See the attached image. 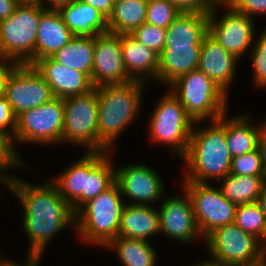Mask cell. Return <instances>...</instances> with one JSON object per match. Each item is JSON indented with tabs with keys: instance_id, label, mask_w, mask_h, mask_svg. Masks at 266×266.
Listing matches in <instances>:
<instances>
[{
	"instance_id": "6da1fadb",
	"label": "cell",
	"mask_w": 266,
	"mask_h": 266,
	"mask_svg": "<svg viewBox=\"0 0 266 266\" xmlns=\"http://www.w3.org/2000/svg\"><path fill=\"white\" fill-rule=\"evenodd\" d=\"M18 178L8 185V189L24 208L22 225L30 241L28 255L42 256L55 234L70 225L75 226L76 213L52 181L33 185Z\"/></svg>"
},
{
	"instance_id": "7a4b0ae2",
	"label": "cell",
	"mask_w": 266,
	"mask_h": 266,
	"mask_svg": "<svg viewBox=\"0 0 266 266\" xmlns=\"http://www.w3.org/2000/svg\"><path fill=\"white\" fill-rule=\"evenodd\" d=\"M210 126H193L188 150L182 158L187 169L184 182L208 183L212 178L218 182L230 174L232 155L225 134V113Z\"/></svg>"
},
{
	"instance_id": "3957f363",
	"label": "cell",
	"mask_w": 266,
	"mask_h": 266,
	"mask_svg": "<svg viewBox=\"0 0 266 266\" xmlns=\"http://www.w3.org/2000/svg\"><path fill=\"white\" fill-rule=\"evenodd\" d=\"M109 155L108 151H87L51 180L75 213L115 182L116 167Z\"/></svg>"
},
{
	"instance_id": "277c9868",
	"label": "cell",
	"mask_w": 266,
	"mask_h": 266,
	"mask_svg": "<svg viewBox=\"0 0 266 266\" xmlns=\"http://www.w3.org/2000/svg\"><path fill=\"white\" fill-rule=\"evenodd\" d=\"M145 84L132 80L97 88L98 151L110 152L117 137L139 116Z\"/></svg>"
},
{
	"instance_id": "5b68a950",
	"label": "cell",
	"mask_w": 266,
	"mask_h": 266,
	"mask_svg": "<svg viewBox=\"0 0 266 266\" xmlns=\"http://www.w3.org/2000/svg\"><path fill=\"white\" fill-rule=\"evenodd\" d=\"M121 190L115 181L109 188L85 203L75 215V227L79 238L93 245L105 247L116 237L122 211Z\"/></svg>"
},
{
	"instance_id": "8992f818",
	"label": "cell",
	"mask_w": 266,
	"mask_h": 266,
	"mask_svg": "<svg viewBox=\"0 0 266 266\" xmlns=\"http://www.w3.org/2000/svg\"><path fill=\"white\" fill-rule=\"evenodd\" d=\"M168 89L195 124L207 118L216 121L227 113V94L199 69L179 77Z\"/></svg>"
},
{
	"instance_id": "52a82bcc",
	"label": "cell",
	"mask_w": 266,
	"mask_h": 266,
	"mask_svg": "<svg viewBox=\"0 0 266 266\" xmlns=\"http://www.w3.org/2000/svg\"><path fill=\"white\" fill-rule=\"evenodd\" d=\"M42 6L18 5L13 14L0 21V57L17 64H35V42Z\"/></svg>"
},
{
	"instance_id": "ba28073f",
	"label": "cell",
	"mask_w": 266,
	"mask_h": 266,
	"mask_svg": "<svg viewBox=\"0 0 266 266\" xmlns=\"http://www.w3.org/2000/svg\"><path fill=\"white\" fill-rule=\"evenodd\" d=\"M154 108L148 130L151 141L171 147L183 158L188 150L194 121L170 90Z\"/></svg>"
},
{
	"instance_id": "9c48e42d",
	"label": "cell",
	"mask_w": 266,
	"mask_h": 266,
	"mask_svg": "<svg viewBox=\"0 0 266 266\" xmlns=\"http://www.w3.org/2000/svg\"><path fill=\"white\" fill-rule=\"evenodd\" d=\"M204 242L212 259L227 266H251L265 260L259 249V239L235 223L214 229Z\"/></svg>"
},
{
	"instance_id": "30bf717a",
	"label": "cell",
	"mask_w": 266,
	"mask_h": 266,
	"mask_svg": "<svg viewBox=\"0 0 266 266\" xmlns=\"http://www.w3.org/2000/svg\"><path fill=\"white\" fill-rule=\"evenodd\" d=\"M64 99L54 97L49 102L24 111L17 117L14 135L17 143H63Z\"/></svg>"
},
{
	"instance_id": "8fae6325",
	"label": "cell",
	"mask_w": 266,
	"mask_h": 266,
	"mask_svg": "<svg viewBox=\"0 0 266 266\" xmlns=\"http://www.w3.org/2000/svg\"><path fill=\"white\" fill-rule=\"evenodd\" d=\"M64 142L98 151L97 88L64 99Z\"/></svg>"
},
{
	"instance_id": "7c38bea8",
	"label": "cell",
	"mask_w": 266,
	"mask_h": 266,
	"mask_svg": "<svg viewBox=\"0 0 266 266\" xmlns=\"http://www.w3.org/2000/svg\"><path fill=\"white\" fill-rule=\"evenodd\" d=\"M182 188L190 195L203 240L214 229L234 223L237 205L230 202L220 189L209 183L195 182H183Z\"/></svg>"
},
{
	"instance_id": "4fadbf2b",
	"label": "cell",
	"mask_w": 266,
	"mask_h": 266,
	"mask_svg": "<svg viewBox=\"0 0 266 266\" xmlns=\"http://www.w3.org/2000/svg\"><path fill=\"white\" fill-rule=\"evenodd\" d=\"M5 97L16 117L54 98L50 86L32 65L19 64L11 73Z\"/></svg>"
},
{
	"instance_id": "5bb4252c",
	"label": "cell",
	"mask_w": 266,
	"mask_h": 266,
	"mask_svg": "<svg viewBox=\"0 0 266 266\" xmlns=\"http://www.w3.org/2000/svg\"><path fill=\"white\" fill-rule=\"evenodd\" d=\"M226 13L221 19L217 16V7L209 13L208 34L224 49L238 59L252 46L254 40V20L231 6L225 7ZM217 16V17H216Z\"/></svg>"
},
{
	"instance_id": "9a60e30c",
	"label": "cell",
	"mask_w": 266,
	"mask_h": 266,
	"mask_svg": "<svg viewBox=\"0 0 266 266\" xmlns=\"http://www.w3.org/2000/svg\"><path fill=\"white\" fill-rule=\"evenodd\" d=\"M91 81L95 88L132 81L123 61L121 35L108 32L94 36V63Z\"/></svg>"
},
{
	"instance_id": "2e32d148",
	"label": "cell",
	"mask_w": 266,
	"mask_h": 266,
	"mask_svg": "<svg viewBox=\"0 0 266 266\" xmlns=\"http://www.w3.org/2000/svg\"><path fill=\"white\" fill-rule=\"evenodd\" d=\"M115 181L120 187L121 195L133 200L126 204L151 206L165 192L160 175L143 163L115 168Z\"/></svg>"
},
{
	"instance_id": "e0dca14e",
	"label": "cell",
	"mask_w": 266,
	"mask_h": 266,
	"mask_svg": "<svg viewBox=\"0 0 266 266\" xmlns=\"http://www.w3.org/2000/svg\"><path fill=\"white\" fill-rule=\"evenodd\" d=\"M184 196H171L160 203V232L180 243H190L201 233L198 229L190 195L184 189ZM197 236V237H196Z\"/></svg>"
},
{
	"instance_id": "ac0fdd59",
	"label": "cell",
	"mask_w": 266,
	"mask_h": 266,
	"mask_svg": "<svg viewBox=\"0 0 266 266\" xmlns=\"http://www.w3.org/2000/svg\"><path fill=\"white\" fill-rule=\"evenodd\" d=\"M33 66L46 80L54 97L65 99L95 88L86 73L65 67L51 57L38 60Z\"/></svg>"
},
{
	"instance_id": "d6986e66",
	"label": "cell",
	"mask_w": 266,
	"mask_h": 266,
	"mask_svg": "<svg viewBox=\"0 0 266 266\" xmlns=\"http://www.w3.org/2000/svg\"><path fill=\"white\" fill-rule=\"evenodd\" d=\"M239 59L218 44L209 34L201 43L198 69L228 95Z\"/></svg>"
},
{
	"instance_id": "ffe728a7",
	"label": "cell",
	"mask_w": 266,
	"mask_h": 266,
	"mask_svg": "<svg viewBox=\"0 0 266 266\" xmlns=\"http://www.w3.org/2000/svg\"><path fill=\"white\" fill-rule=\"evenodd\" d=\"M121 50L128 76L132 80L158 81L159 55L134 39L130 34L121 35ZM147 79V80H146Z\"/></svg>"
},
{
	"instance_id": "44dd1931",
	"label": "cell",
	"mask_w": 266,
	"mask_h": 266,
	"mask_svg": "<svg viewBox=\"0 0 266 266\" xmlns=\"http://www.w3.org/2000/svg\"><path fill=\"white\" fill-rule=\"evenodd\" d=\"M74 36L58 10H45L40 16L37 29L35 63L43 58L51 57Z\"/></svg>"
},
{
	"instance_id": "7402d4cb",
	"label": "cell",
	"mask_w": 266,
	"mask_h": 266,
	"mask_svg": "<svg viewBox=\"0 0 266 266\" xmlns=\"http://www.w3.org/2000/svg\"><path fill=\"white\" fill-rule=\"evenodd\" d=\"M58 11L75 36L94 37L109 32L107 18L96 8L80 0H74Z\"/></svg>"
},
{
	"instance_id": "603a6c76",
	"label": "cell",
	"mask_w": 266,
	"mask_h": 266,
	"mask_svg": "<svg viewBox=\"0 0 266 266\" xmlns=\"http://www.w3.org/2000/svg\"><path fill=\"white\" fill-rule=\"evenodd\" d=\"M201 46H172L159 55L158 81L169 87L179 77L198 69Z\"/></svg>"
},
{
	"instance_id": "cb8c5ba5",
	"label": "cell",
	"mask_w": 266,
	"mask_h": 266,
	"mask_svg": "<svg viewBox=\"0 0 266 266\" xmlns=\"http://www.w3.org/2000/svg\"><path fill=\"white\" fill-rule=\"evenodd\" d=\"M156 233H160L158 209L149 205H124L118 230L119 237L148 241V238Z\"/></svg>"
},
{
	"instance_id": "d4e9b609",
	"label": "cell",
	"mask_w": 266,
	"mask_h": 266,
	"mask_svg": "<svg viewBox=\"0 0 266 266\" xmlns=\"http://www.w3.org/2000/svg\"><path fill=\"white\" fill-rule=\"evenodd\" d=\"M209 14L181 13L168 28L164 48L172 46H201L208 34Z\"/></svg>"
},
{
	"instance_id": "484cf974",
	"label": "cell",
	"mask_w": 266,
	"mask_h": 266,
	"mask_svg": "<svg viewBox=\"0 0 266 266\" xmlns=\"http://www.w3.org/2000/svg\"><path fill=\"white\" fill-rule=\"evenodd\" d=\"M226 116L225 113V134L232 157L258 149L261 123L253 125L248 113L231 119Z\"/></svg>"
},
{
	"instance_id": "4316f807",
	"label": "cell",
	"mask_w": 266,
	"mask_h": 266,
	"mask_svg": "<svg viewBox=\"0 0 266 266\" xmlns=\"http://www.w3.org/2000/svg\"><path fill=\"white\" fill-rule=\"evenodd\" d=\"M148 0H120L107 19L109 33L131 34L146 21Z\"/></svg>"
},
{
	"instance_id": "83f0119b",
	"label": "cell",
	"mask_w": 266,
	"mask_h": 266,
	"mask_svg": "<svg viewBox=\"0 0 266 266\" xmlns=\"http://www.w3.org/2000/svg\"><path fill=\"white\" fill-rule=\"evenodd\" d=\"M51 58L65 67L82 71L91 78L94 63V37L74 36Z\"/></svg>"
},
{
	"instance_id": "f1b7e54d",
	"label": "cell",
	"mask_w": 266,
	"mask_h": 266,
	"mask_svg": "<svg viewBox=\"0 0 266 266\" xmlns=\"http://www.w3.org/2000/svg\"><path fill=\"white\" fill-rule=\"evenodd\" d=\"M221 193L236 205L257 202L266 183V176H238L228 174L219 180Z\"/></svg>"
},
{
	"instance_id": "f546056e",
	"label": "cell",
	"mask_w": 266,
	"mask_h": 266,
	"mask_svg": "<svg viewBox=\"0 0 266 266\" xmlns=\"http://www.w3.org/2000/svg\"><path fill=\"white\" fill-rule=\"evenodd\" d=\"M106 247L114 248L123 266H156L157 253L150 241L118 236Z\"/></svg>"
},
{
	"instance_id": "4dcf8cb0",
	"label": "cell",
	"mask_w": 266,
	"mask_h": 266,
	"mask_svg": "<svg viewBox=\"0 0 266 266\" xmlns=\"http://www.w3.org/2000/svg\"><path fill=\"white\" fill-rule=\"evenodd\" d=\"M234 223L244 232L255 235L258 239L266 225L265 216L257 202L237 205Z\"/></svg>"
},
{
	"instance_id": "1f68e13d",
	"label": "cell",
	"mask_w": 266,
	"mask_h": 266,
	"mask_svg": "<svg viewBox=\"0 0 266 266\" xmlns=\"http://www.w3.org/2000/svg\"><path fill=\"white\" fill-rule=\"evenodd\" d=\"M180 14L168 0H148L145 23L166 29Z\"/></svg>"
},
{
	"instance_id": "d6a6232c",
	"label": "cell",
	"mask_w": 266,
	"mask_h": 266,
	"mask_svg": "<svg viewBox=\"0 0 266 266\" xmlns=\"http://www.w3.org/2000/svg\"><path fill=\"white\" fill-rule=\"evenodd\" d=\"M231 175L266 176L261 152L258 149L232 158Z\"/></svg>"
},
{
	"instance_id": "836d02e7",
	"label": "cell",
	"mask_w": 266,
	"mask_h": 266,
	"mask_svg": "<svg viewBox=\"0 0 266 266\" xmlns=\"http://www.w3.org/2000/svg\"><path fill=\"white\" fill-rule=\"evenodd\" d=\"M14 138L7 134L6 132L0 131V176L10 184L15 178V176L6 175L9 168L13 167H23L20 155L15 148Z\"/></svg>"
},
{
	"instance_id": "e575fe53",
	"label": "cell",
	"mask_w": 266,
	"mask_h": 266,
	"mask_svg": "<svg viewBox=\"0 0 266 266\" xmlns=\"http://www.w3.org/2000/svg\"><path fill=\"white\" fill-rule=\"evenodd\" d=\"M138 42L160 55L165 46L166 29L143 23L130 34Z\"/></svg>"
},
{
	"instance_id": "d590c367",
	"label": "cell",
	"mask_w": 266,
	"mask_h": 266,
	"mask_svg": "<svg viewBox=\"0 0 266 266\" xmlns=\"http://www.w3.org/2000/svg\"><path fill=\"white\" fill-rule=\"evenodd\" d=\"M258 37L251 49V62L254 86L263 89L266 88V30Z\"/></svg>"
},
{
	"instance_id": "8d00e7d4",
	"label": "cell",
	"mask_w": 266,
	"mask_h": 266,
	"mask_svg": "<svg viewBox=\"0 0 266 266\" xmlns=\"http://www.w3.org/2000/svg\"><path fill=\"white\" fill-rule=\"evenodd\" d=\"M17 127V117L5 96L0 97V131L14 137Z\"/></svg>"
},
{
	"instance_id": "74e56055",
	"label": "cell",
	"mask_w": 266,
	"mask_h": 266,
	"mask_svg": "<svg viewBox=\"0 0 266 266\" xmlns=\"http://www.w3.org/2000/svg\"><path fill=\"white\" fill-rule=\"evenodd\" d=\"M181 13H204L209 14L213 8L207 0H168Z\"/></svg>"
},
{
	"instance_id": "f35d334b",
	"label": "cell",
	"mask_w": 266,
	"mask_h": 266,
	"mask_svg": "<svg viewBox=\"0 0 266 266\" xmlns=\"http://www.w3.org/2000/svg\"><path fill=\"white\" fill-rule=\"evenodd\" d=\"M231 7L251 18L255 14L266 15V0H236Z\"/></svg>"
},
{
	"instance_id": "ab89813d",
	"label": "cell",
	"mask_w": 266,
	"mask_h": 266,
	"mask_svg": "<svg viewBox=\"0 0 266 266\" xmlns=\"http://www.w3.org/2000/svg\"><path fill=\"white\" fill-rule=\"evenodd\" d=\"M18 65L15 61L0 57V97L5 96L7 81Z\"/></svg>"
},
{
	"instance_id": "60d3db41",
	"label": "cell",
	"mask_w": 266,
	"mask_h": 266,
	"mask_svg": "<svg viewBox=\"0 0 266 266\" xmlns=\"http://www.w3.org/2000/svg\"><path fill=\"white\" fill-rule=\"evenodd\" d=\"M96 8L107 19L113 11L114 2L112 0H80Z\"/></svg>"
},
{
	"instance_id": "b9f144b4",
	"label": "cell",
	"mask_w": 266,
	"mask_h": 266,
	"mask_svg": "<svg viewBox=\"0 0 266 266\" xmlns=\"http://www.w3.org/2000/svg\"><path fill=\"white\" fill-rule=\"evenodd\" d=\"M17 6L15 0H0V21L13 14Z\"/></svg>"
},
{
	"instance_id": "7bdbcfd3",
	"label": "cell",
	"mask_w": 266,
	"mask_h": 266,
	"mask_svg": "<svg viewBox=\"0 0 266 266\" xmlns=\"http://www.w3.org/2000/svg\"><path fill=\"white\" fill-rule=\"evenodd\" d=\"M258 148L261 152L263 165L266 172V121L261 122Z\"/></svg>"
},
{
	"instance_id": "ee69618b",
	"label": "cell",
	"mask_w": 266,
	"mask_h": 266,
	"mask_svg": "<svg viewBox=\"0 0 266 266\" xmlns=\"http://www.w3.org/2000/svg\"><path fill=\"white\" fill-rule=\"evenodd\" d=\"M41 258V255H28L27 261L23 265H19L16 262L14 263L12 260H5V266H38Z\"/></svg>"
},
{
	"instance_id": "f6af8a7d",
	"label": "cell",
	"mask_w": 266,
	"mask_h": 266,
	"mask_svg": "<svg viewBox=\"0 0 266 266\" xmlns=\"http://www.w3.org/2000/svg\"><path fill=\"white\" fill-rule=\"evenodd\" d=\"M45 1V0H44ZM44 1L41 0V6L46 10H59L62 6L69 4L74 0H46L45 3H50L49 7L44 4Z\"/></svg>"
},
{
	"instance_id": "bcb514c9",
	"label": "cell",
	"mask_w": 266,
	"mask_h": 266,
	"mask_svg": "<svg viewBox=\"0 0 266 266\" xmlns=\"http://www.w3.org/2000/svg\"><path fill=\"white\" fill-rule=\"evenodd\" d=\"M207 1L212 8H216L219 6L221 7L222 5L223 7H230L236 0H207Z\"/></svg>"
},
{
	"instance_id": "7dc6e473",
	"label": "cell",
	"mask_w": 266,
	"mask_h": 266,
	"mask_svg": "<svg viewBox=\"0 0 266 266\" xmlns=\"http://www.w3.org/2000/svg\"><path fill=\"white\" fill-rule=\"evenodd\" d=\"M257 203L259 204L266 219V183L261 191L260 196L258 197Z\"/></svg>"
},
{
	"instance_id": "c3c4849f",
	"label": "cell",
	"mask_w": 266,
	"mask_h": 266,
	"mask_svg": "<svg viewBox=\"0 0 266 266\" xmlns=\"http://www.w3.org/2000/svg\"><path fill=\"white\" fill-rule=\"evenodd\" d=\"M259 249L262 256L266 259V225L264 227L262 235L259 237Z\"/></svg>"
},
{
	"instance_id": "681fc988",
	"label": "cell",
	"mask_w": 266,
	"mask_h": 266,
	"mask_svg": "<svg viewBox=\"0 0 266 266\" xmlns=\"http://www.w3.org/2000/svg\"><path fill=\"white\" fill-rule=\"evenodd\" d=\"M195 266H227V265H224L220 263L219 261H216L211 258L210 260H205V261L202 260Z\"/></svg>"
},
{
	"instance_id": "f907efd6",
	"label": "cell",
	"mask_w": 266,
	"mask_h": 266,
	"mask_svg": "<svg viewBox=\"0 0 266 266\" xmlns=\"http://www.w3.org/2000/svg\"><path fill=\"white\" fill-rule=\"evenodd\" d=\"M17 5H35L41 6V0H15Z\"/></svg>"
},
{
	"instance_id": "816d5d0a",
	"label": "cell",
	"mask_w": 266,
	"mask_h": 266,
	"mask_svg": "<svg viewBox=\"0 0 266 266\" xmlns=\"http://www.w3.org/2000/svg\"><path fill=\"white\" fill-rule=\"evenodd\" d=\"M251 266H266V259L261 263H258L256 265H251Z\"/></svg>"
},
{
	"instance_id": "f5cc1de1",
	"label": "cell",
	"mask_w": 266,
	"mask_h": 266,
	"mask_svg": "<svg viewBox=\"0 0 266 266\" xmlns=\"http://www.w3.org/2000/svg\"><path fill=\"white\" fill-rule=\"evenodd\" d=\"M0 182H1V184L3 183L7 187L9 185L1 176H0Z\"/></svg>"
},
{
	"instance_id": "db71d44e",
	"label": "cell",
	"mask_w": 266,
	"mask_h": 266,
	"mask_svg": "<svg viewBox=\"0 0 266 266\" xmlns=\"http://www.w3.org/2000/svg\"><path fill=\"white\" fill-rule=\"evenodd\" d=\"M0 266H5V261L0 258Z\"/></svg>"
}]
</instances>
